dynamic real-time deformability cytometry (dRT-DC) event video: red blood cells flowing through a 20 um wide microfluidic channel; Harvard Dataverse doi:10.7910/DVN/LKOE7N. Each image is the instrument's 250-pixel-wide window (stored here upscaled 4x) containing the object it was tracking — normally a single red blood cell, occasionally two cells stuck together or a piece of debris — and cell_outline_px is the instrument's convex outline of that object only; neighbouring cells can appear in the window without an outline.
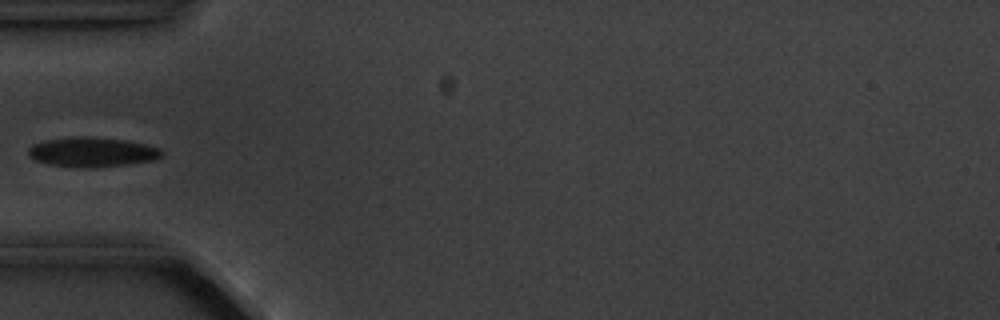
{"species": "common noctule bat (a hibernating species)", "species_latin": "Nyctalus noctula", "temperature_condition": "cold", "stored_images_in_passage": 5, "camera_frame_rate_fps": 3000, "um_per_image_px": 0.085, "animal": {"sex": "male", "body_mass_g": 20.1, "forearm_length_mm": 53.5}, "frame": {"image": 1, "passage_image": 5, "time_ms": 4.667, "image_size_px": [1000, 320], "cell_outline_px": [[164, 152], [160, 156], [152, 160], [128, 164], [96, 168], [52, 164], [36, 160], [28, 156], [28, 148], [32, 144], [44, 140], [124, 140], [144, 144], [160, 148]], "centroid_in_image_um": [7.86, 12.98], "position_along_channel_um": 77.1, "area_um2": 21.5}}